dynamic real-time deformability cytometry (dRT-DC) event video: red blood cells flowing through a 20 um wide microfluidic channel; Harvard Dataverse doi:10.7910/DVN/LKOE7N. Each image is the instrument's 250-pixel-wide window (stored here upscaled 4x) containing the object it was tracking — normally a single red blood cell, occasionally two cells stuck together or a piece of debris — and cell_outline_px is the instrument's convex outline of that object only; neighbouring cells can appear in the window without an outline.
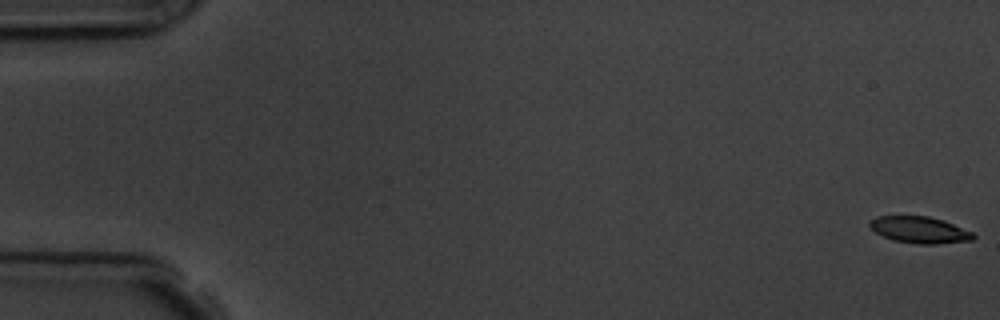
{"species": "common noctule bat (a hibernating species)", "species_latin": "Nyctalus noctula", "temperature_condition": "room temperature", "stored_images_in_passage": 8, "camera_frame_rate_fps": 3000, "um_per_image_px": 0.085, "animal": {"sex": "male", "body_mass_g": 19.5, "forearm_length_mm": 54.6}, "frame": {"image": 1, "passage_image": 1, "time_ms": 0.0, "image_size_px": [1000, 320], "cell_outline_px": [[976, 236], [972, 240], [936, 244], [916, 244], [892, 240], [876, 232], [868, 224], [868, 220], [876, 216], [928, 216], [944, 220], [972, 232]], "centroid_in_image_um": [78.15, 19.53], "position_along_channel_um": 6.9, "area_um2": 16.07}}
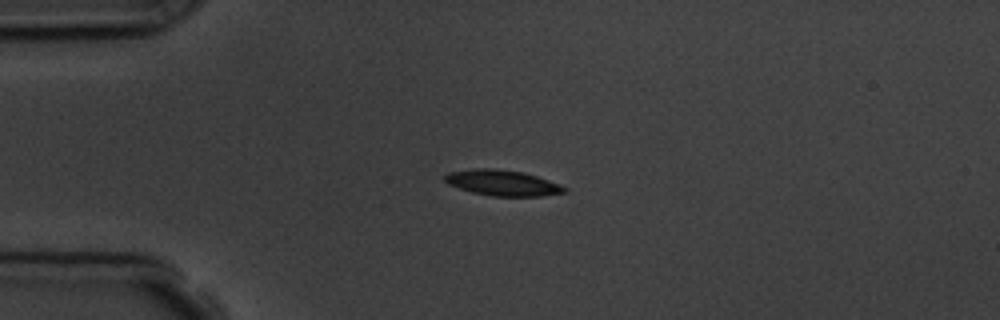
{"frame": {"image": 2, "passage_image": 4, "time_ms": 4.333, "image_size_px": [1000, 320], "cell_outline_px": [[568, 192], [540, 196], [492, 196], [472, 192], [448, 184], [444, 180], [444, 176], [448, 172], [476, 168], [492, 168], [524, 172], [560, 184], [568, 188]], "centroid_in_image_um": [42.73, 15.54], "position_along_channel_um": 42.3, "area_um2": 17.92}}